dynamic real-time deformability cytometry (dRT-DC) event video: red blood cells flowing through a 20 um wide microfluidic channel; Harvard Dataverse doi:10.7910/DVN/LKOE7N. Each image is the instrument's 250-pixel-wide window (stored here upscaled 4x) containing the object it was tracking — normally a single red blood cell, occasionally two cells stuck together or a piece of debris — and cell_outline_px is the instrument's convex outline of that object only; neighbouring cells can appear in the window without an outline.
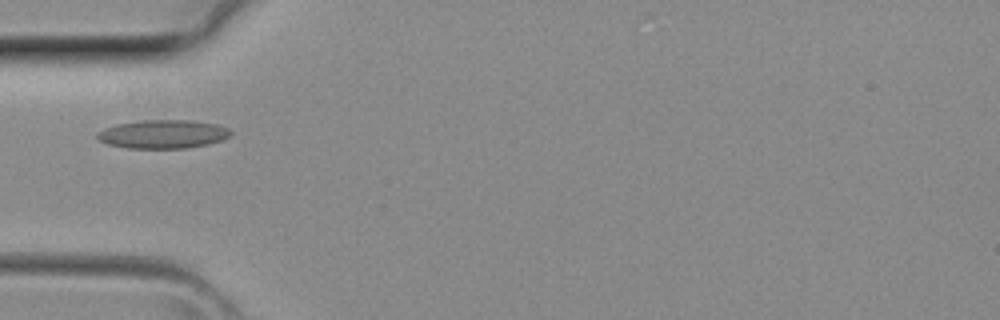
{"species": "common noctule bat (a hibernating species)", "species_latin": "Nyctalus noctula", "temperature_condition": "room temperature", "stored_images_in_passage": 1, "camera_frame_rate_fps": 3000, "um_per_image_px": 0.085, "animal": {"sex": "female", "body_mass_g": 29.2, "forearm_length_mm": 56.3}, "frame": {"image": 1, "passage_image": 1, "time_ms": 0.0, "image_size_px": [1000, 320], "cell_outline_px": [[232, 136], [224, 140], [208, 144], [188, 148], [128, 148], [108, 144], [100, 140], [96, 136], [96, 132], [104, 128], [116, 124], [144, 120], [188, 120], [216, 124], [228, 128], [232, 132]], "centroid_in_image_um": [13.88, 11.4], "position_along_channel_um": 71.1, "area_um2": 22.31}}